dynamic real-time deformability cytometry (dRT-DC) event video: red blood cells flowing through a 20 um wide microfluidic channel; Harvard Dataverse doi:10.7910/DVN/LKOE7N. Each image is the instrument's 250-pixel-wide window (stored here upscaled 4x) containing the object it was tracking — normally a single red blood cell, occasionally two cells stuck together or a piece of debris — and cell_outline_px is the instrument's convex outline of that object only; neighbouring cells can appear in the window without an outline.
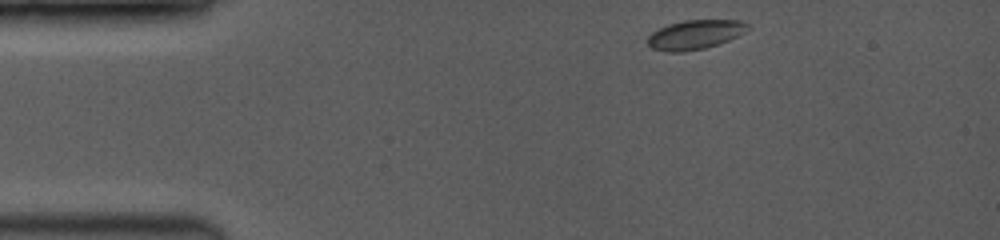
{"species": "common noctule bat (a hibernating species)", "species_latin": "Nyctalus noctula", "temperature_condition": "room temperature", "stored_images_in_passage": 7, "camera_frame_rate_fps": 3500, "um_per_image_px": 0.085, "animal": {"sex": "female", "body_mass_g": 19.0, "forearm_length_mm": 53.3}, "frame": {"image": 1, "passage_image": 1, "time_ms": 0.0, "image_size_px": [1000, 240], "cell_outline_px": [[752, 28], [728, 40], [704, 48], [684, 52], [664, 52], [652, 48], [648, 44], [648, 36], [652, 32], [668, 24], [684, 20], [740, 20], [748, 24]], "centroid_in_image_um": [59.07, 2.94], "position_along_channel_um": 25.9, "area_um2": 17.05}}
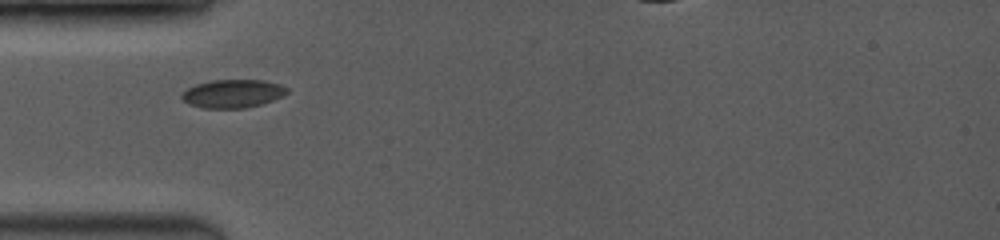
{"frame": {"image": 2, "passage_image": 5, "time_ms": 2.571, "image_size_px": [1000, 240], "cell_outline_px": [[288, 92], [272, 100], [260, 104], [244, 108], [200, 108], [188, 104], [180, 96], [188, 88], [196, 84], [212, 80], [264, 80], [280, 84], [288, 88]], "centroid_in_image_um": [19.76, 7.95], "position_along_channel_um": 65.2, "area_um2": 17.22}}
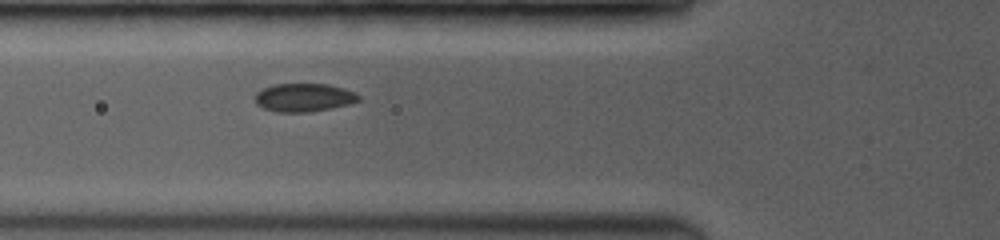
{"frame": {"image": 3, "passage_image": 7, "time_ms": 3.429, "image_size_px": [1000, 240], "cell_outline_px": [[360, 100], [348, 104], [308, 112], [276, 112], [264, 108], [256, 104], [256, 92], [264, 88], [276, 84], [328, 84], [344, 88], [356, 92], [360, 96]], "centroid_in_image_um": [25.84, 8.28], "position_along_channel_um": 100.0, "area_um2": 16.94}}